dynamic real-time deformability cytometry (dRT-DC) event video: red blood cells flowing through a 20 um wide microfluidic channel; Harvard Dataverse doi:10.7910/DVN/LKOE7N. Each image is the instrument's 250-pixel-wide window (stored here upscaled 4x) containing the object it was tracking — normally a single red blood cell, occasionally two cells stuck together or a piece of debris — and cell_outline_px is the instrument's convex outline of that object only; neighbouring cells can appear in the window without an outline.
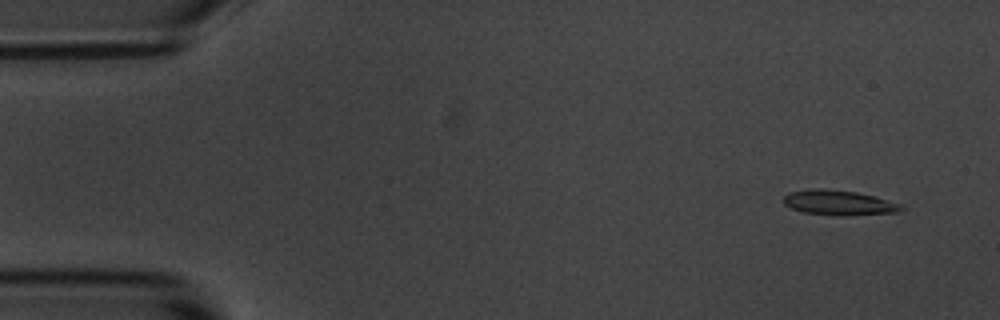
{"species": "common noctule bat (a hibernating species)", "species_latin": "Nyctalus noctula", "temperature_condition": "room temperature", "stored_images_in_passage": 7, "camera_frame_rate_fps": 3000, "um_per_image_px": 0.085, "animal": {"sex": "male", "body_mass_g": 20.1, "forearm_length_mm": 53.5}, "frame": {"image": 1, "passage_image": 2, "time_ms": 1.0, "image_size_px": [1000, 320], "cell_outline_px": [[904, 208], [900, 212], [844, 216], [832, 216], [804, 212], [792, 208], [784, 204], [784, 196], [788, 192], [812, 188], [824, 188], [856, 192], [872, 196], [900, 204]], "centroid_in_image_um": [71.27, 17.23], "position_along_channel_um": 13.7, "area_um2": 17.17}}
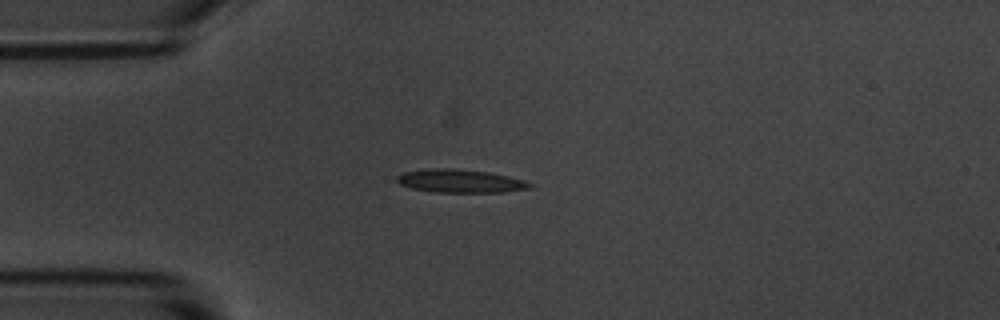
{"frame": {"image": 2, "passage_image": 4, "time_ms": 4.333, "image_size_px": [1000, 320], "cell_outline_px": [[532, 188], [504, 192], [436, 192], [412, 188], [400, 184], [396, 180], [396, 176], [404, 172], [432, 168], [452, 168], [488, 172], [508, 176], [524, 180], [532, 184]], "centroid_in_image_um": [39.13, 15.39], "position_along_channel_um": 45.9, "area_um2": 17.92}}
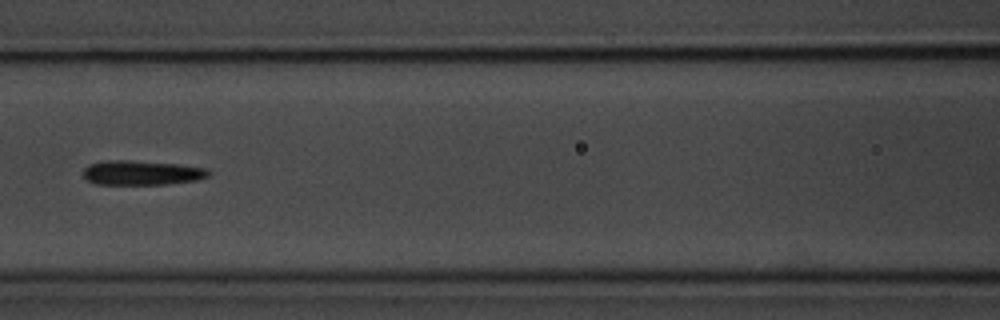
{"frame": {"image": 3, "passage_image": 7, "time_ms": 7.667, "image_size_px": [1000, 320], "cell_outline_px": [[212, 172], [208, 176], [196, 180], [168, 184], [96, 184], [88, 180], [84, 176], [84, 168], [88, 164], [108, 160], [132, 160], [180, 164], [208, 168]], "centroid_in_image_um": [12.08, 14.67], "position_along_channel_um": 154.5, "area_um2": 18.03}}